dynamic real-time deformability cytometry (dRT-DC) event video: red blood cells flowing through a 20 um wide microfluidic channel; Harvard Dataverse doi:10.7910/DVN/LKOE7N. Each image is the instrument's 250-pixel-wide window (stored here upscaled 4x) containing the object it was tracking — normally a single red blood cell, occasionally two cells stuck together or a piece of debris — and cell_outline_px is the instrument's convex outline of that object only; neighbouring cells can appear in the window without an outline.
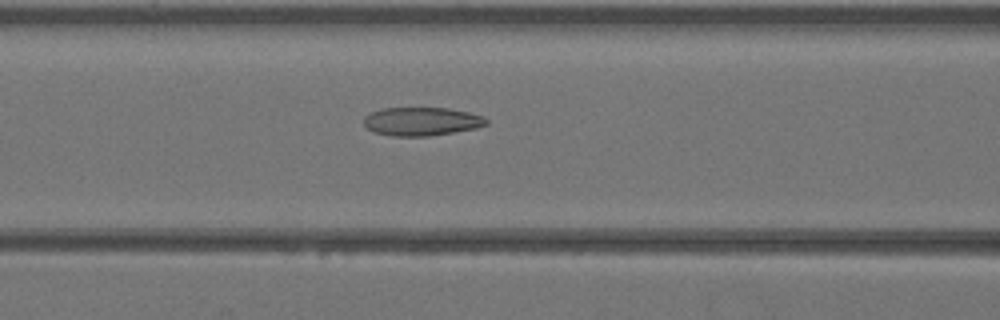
{"species": "Egyptian fruit bat (a non-hibernating species)", "species_latin": "Rousettus aegyptiacus", "temperature_condition": "warm", "stored_images_in_passage": 34, "camera_frame_rate_fps": 3000, "um_per_image_px": 0.085, "animal": {"sex": "female"}, "frame": {"image": 1, "passage_image": 9, "time_ms": 2.667, "image_size_px": [1000, 320], "cell_outline_px": [[488, 124], [476, 128], [428, 136], [392, 136], [372, 132], [364, 124], [364, 116], [380, 108], [448, 108], [468, 112], [484, 116], [488, 120]], "centroid_in_image_um": [35.83, 10.32], "position_along_channel_um": 130.8, "area_um2": 20.35}}
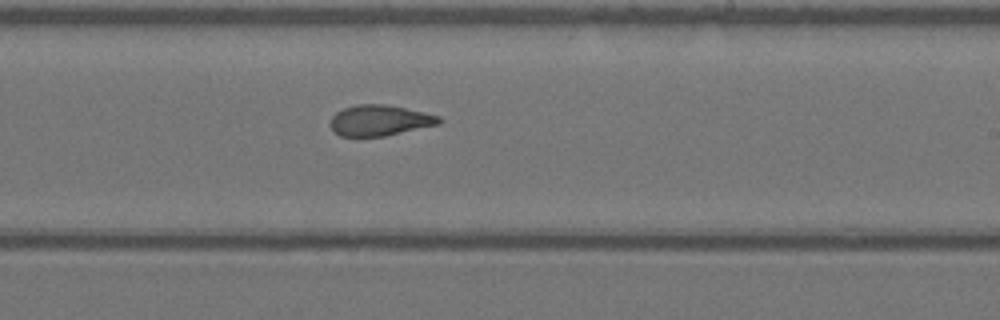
{"frame": {"image": 2, "passage_image": 17, "time_ms": 5.333, "image_size_px": [1000, 320], "cell_outline_px": [[444, 120], [440, 124], [384, 136], [340, 136], [332, 128], [332, 116], [336, 112], [344, 108], [356, 104], [384, 104], [424, 112], [440, 116]], "centroid_in_image_um": [32.32, 10.23], "position_along_channel_um": 256.7, "area_um2": 19.31}}
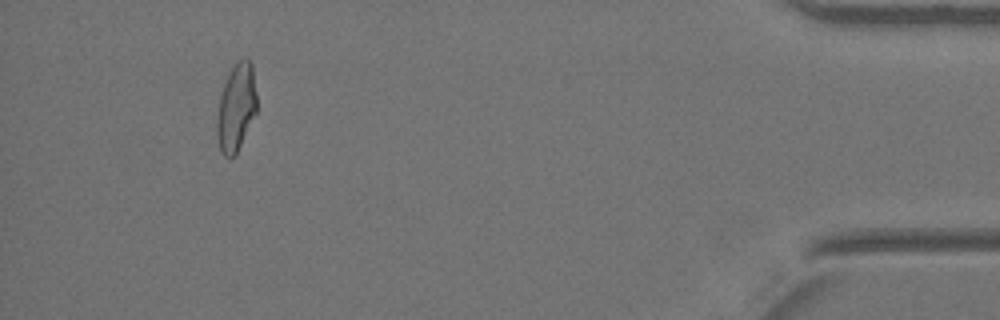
{"frame": {"image": 3, "passage_image": 31, "time_ms": 10.0, "image_size_px": [1000, 320], "cell_outline_px": [[256, 112], [236, 152], [232, 156], [224, 156], [220, 152], [216, 136], [216, 120], [220, 96], [224, 84], [232, 68], [240, 60], [248, 60], [252, 64], [256, 92]], "centroid_in_image_um": [20.05, 9.16], "position_along_channel_um": 415.1, "area_um2": 19.83}}